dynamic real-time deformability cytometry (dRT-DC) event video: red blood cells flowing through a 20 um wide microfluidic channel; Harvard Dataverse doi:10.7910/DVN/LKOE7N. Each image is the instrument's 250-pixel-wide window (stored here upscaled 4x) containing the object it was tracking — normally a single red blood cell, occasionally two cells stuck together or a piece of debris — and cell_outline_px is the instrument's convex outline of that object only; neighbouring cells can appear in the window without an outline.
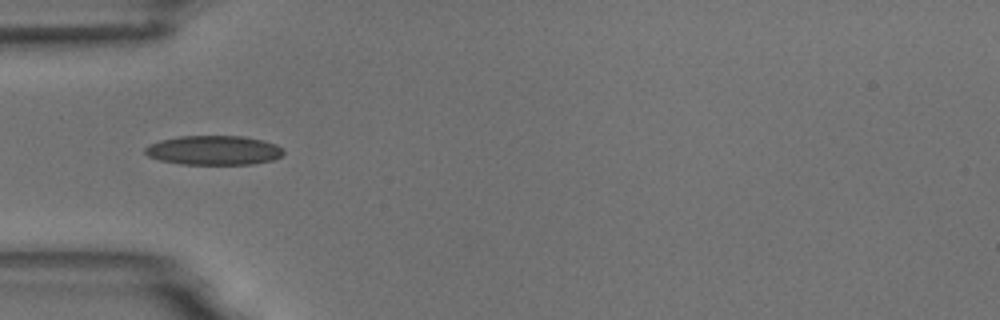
{"species": "common noctule bat (a hibernating species)", "species_latin": "Nyctalus noctula", "temperature_condition": "room temperature", "stored_images_in_passage": 7, "camera_frame_rate_fps": 3000, "um_per_image_px": 0.085, "animal": {"sex": "male", "body_mass_g": 18.8}, "frame": {"image": 1, "passage_image": 5, "time_ms": 5.333, "image_size_px": [1000, 320], "cell_outline_px": [[284, 152], [280, 156], [272, 160], [252, 164], [180, 164], [160, 160], [148, 156], [144, 152], [144, 148], [148, 144], [160, 140], [180, 136], [244, 136], [264, 140], [276, 144]], "centroid_in_image_um": [18.14, 12.77], "position_along_channel_um": 66.9, "area_um2": 23.7}}